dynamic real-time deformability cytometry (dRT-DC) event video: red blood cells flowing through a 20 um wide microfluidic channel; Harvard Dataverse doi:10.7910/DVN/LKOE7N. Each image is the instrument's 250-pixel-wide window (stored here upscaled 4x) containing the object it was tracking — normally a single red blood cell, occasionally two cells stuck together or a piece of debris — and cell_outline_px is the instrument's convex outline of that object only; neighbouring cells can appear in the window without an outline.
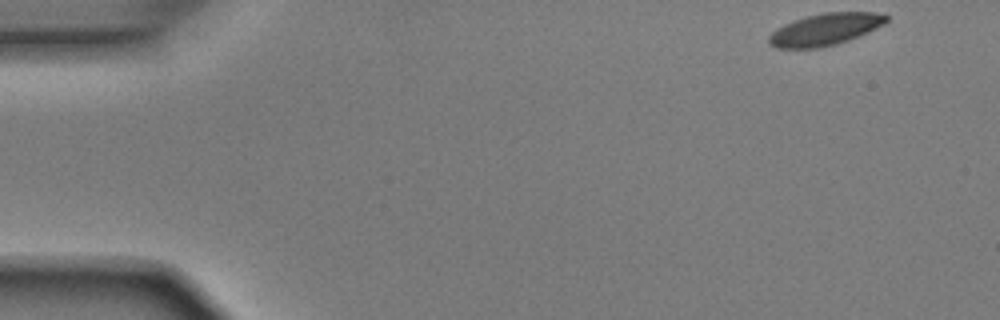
{"species": "Egyptian fruit bat (a non-hibernating species)", "species_latin": "Rousettus aegyptiacus", "temperature_condition": "room temperature", "stored_images_in_passage": 49, "camera_frame_rate_fps": 3000, "um_per_image_px": 0.085, "animal": {"sex": "male"}, "frame": {"image": 1, "passage_image": 1, "time_ms": 0.0, "image_size_px": [1000, 320], "cell_outline_px": [[888, 20], [884, 24], [868, 32], [848, 40], [836, 44], [820, 48], [776, 48], [768, 44], [768, 36], [776, 28], [792, 20], [804, 16], [824, 12], [876, 12], [888, 16]], "centroid_in_image_um": [70.1, 2.49], "position_along_channel_um": 14.9, "area_um2": 22.02}}
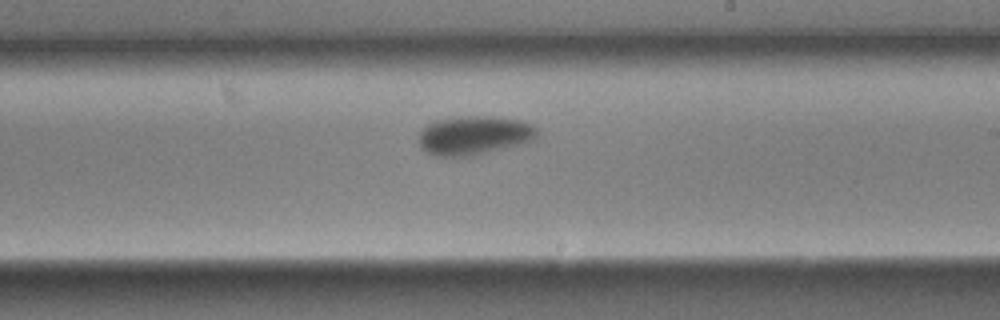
{"frame": {"image": 2, "passage_image": 28, "time_ms": 9.0, "image_size_px": [1000, 320], "cell_outline_px": [[536, 140], [528, 144], [472, 156], [436, 156], [420, 148], [420, 132], [428, 124], [436, 120], [460, 116], [500, 116], [524, 120], [532, 124], [536, 128]], "centroid_in_image_um": [40.39, 11.5], "position_along_channel_um": 248.6, "area_um2": 27.46}}
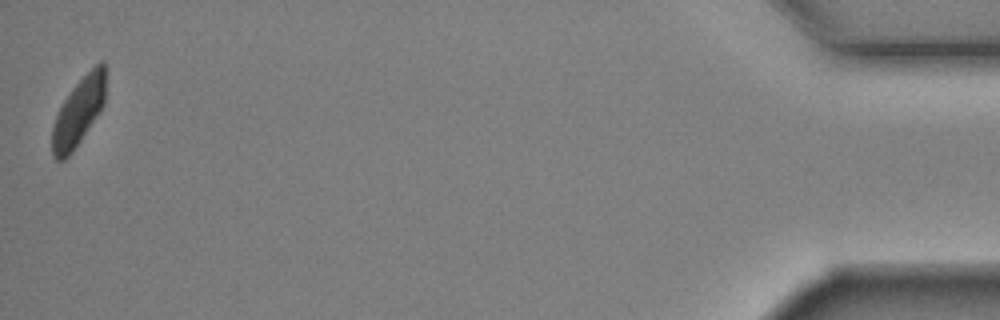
{"frame": {"image": 3, "passage_image": 49, "time_ms": 16.0, "image_size_px": [1000, 320], "cell_outline_px": [[104, 104], [72, 152], [64, 160], [56, 160], [52, 152], [52, 128], [56, 116], [64, 100], [72, 88], [100, 60], [104, 60]], "centroid_in_image_um": [6.65, 9.51], "position_along_channel_um": 428.5, "area_um2": 20.46}, "authors_computed_cell_mechanics": {"area_um2": 24.3916, "velocity_mm_per_s": 3.8765, "shape_relaxation_time_tau1_ms": 2.4243, "shape_relaxation_time_tau2_ms": 1.8858, "deformation_change_tau1": 0.1212, "deformation_change_tau2": 0.0411}}